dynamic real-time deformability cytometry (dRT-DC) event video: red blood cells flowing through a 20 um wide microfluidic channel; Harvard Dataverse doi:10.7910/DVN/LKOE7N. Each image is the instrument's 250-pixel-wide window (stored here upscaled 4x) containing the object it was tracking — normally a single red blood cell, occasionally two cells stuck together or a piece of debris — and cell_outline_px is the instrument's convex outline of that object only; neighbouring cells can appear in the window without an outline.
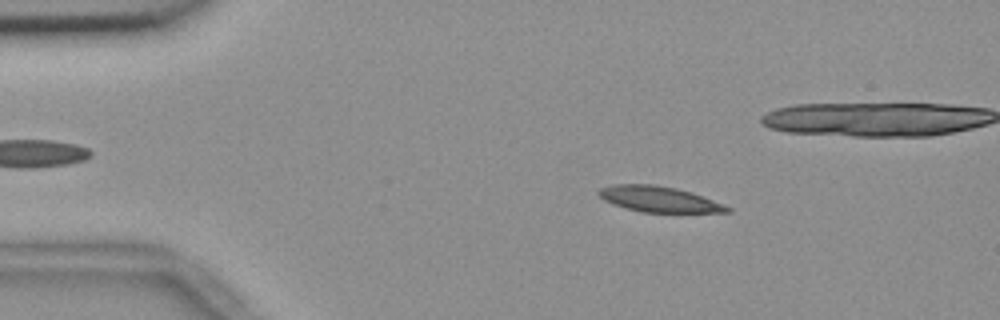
{"species": "common noctule bat (a hibernating species)", "species_latin": "Nyctalus noctula", "temperature_condition": "room temperature", "stored_images_in_passage": 55, "camera_frame_rate_fps": 3000, "um_per_image_px": 0.085, "animal": {"sex": "female", "body_mass_g": 18.4}, "frame": {"image": 1, "passage_image": 9, "time_ms": 2.667, "image_size_px": [1000, 320], "cell_outline_px": [[732, 212], [640, 212], [612, 204], [604, 200], [596, 192], [600, 188], [612, 184], [652, 184], [676, 188], [692, 192], [724, 204], [732, 208]], "centroid_in_image_um": [56.0, 16.92], "position_along_channel_um": 29.0, "area_um2": 19.31}}
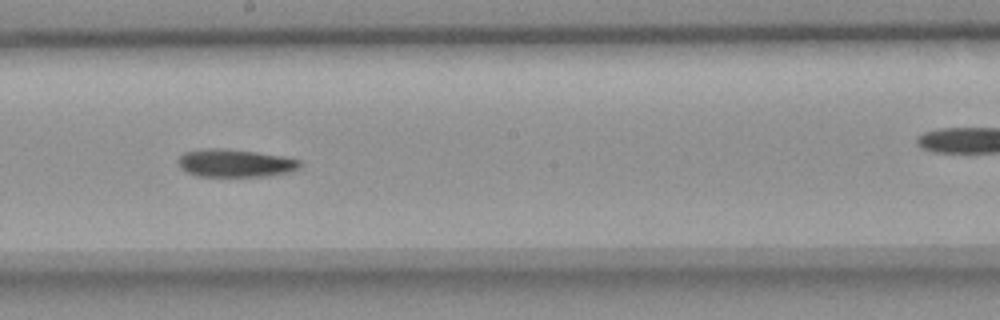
{"frame": {"image": 2, "passage_image": 30, "time_ms": 9.667, "image_size_px": [1000, 320], "cell_outline_px": [[300, 168], [288, 172], [268, 176], [196, 176], [180, 168], [176, 160], [184, 152], [204, 148], [224, 148], [256, 152], [280, 156], [300, 160]], "centroid_in_image_um": [19.94, 13.86], "position_along_channel_um": 228.3, "area_um2": 19.77}}
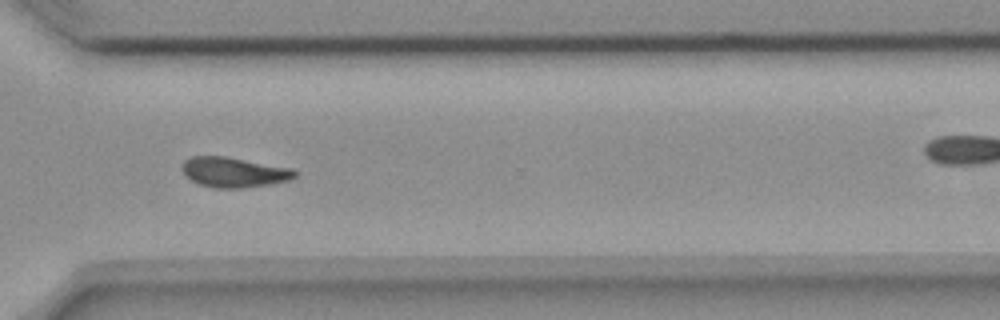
{"frame": {"image": 3, "passage_image": 40, "time_ms": 13.0, "image_size_px": [1000, 320], "cell_outline_px": [[296, 176], [288, 180], [268, 184], [244, 188], [212, 188], [200, 184], [184, 176], [180, 168], [184, 160], [192, 156], [224, 156], [292, 168], [296, 172]], "centroid_in_image_um": [19.82, 14.64], "position_along_channel_um": 350.8, "area_um2": 19.77}}